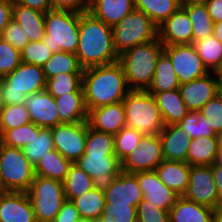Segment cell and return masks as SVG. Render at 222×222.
<instances>
[{
	"instance_id": "db71d44e",
	"label": "cell",
	"mask_w": 222,
	"mask_h": 222,
	"mask_svg": "<svg viewBox=\"0 0 222 222\" xmlns=\"http://www.w3.org/2000/svg\"><path fill=\"white\" fill-rule=\"evenodd\" d=\"M13 0H0V38L12 20Z\"/></svg>"
},
{
	"instance_id": "6da1fadb",
	"label": "cell",
	"mask_w": 222,
	"mask_h": 222,
	"mask_svg": "<svg viewBox=\"0 0 222 222\" xmlns=\"http://www.w3.org/2000/svg\"><path fill=\"white\" fill-rule=\"evenodd\" d=\"M82 88L87 111L122 102L131 91L119 62L83 69Z\"/></svg>"
},
{
	"instance_id": "f5cc1de1",
	"label": "cell",
	"mask_w": 222,
	"mask_h": 222,
	"mask_svg": "<svg viewBox=\"0 0 222 222\" xmlns=\"http://www.w3.org/2000/svg\"><path fill=\"white\" fill-rule=\"evenodd\" d=\"M80 214L72 201L66 200L52 222H77Z\"/></svg>"
},
{
	"instance_id": "30bf717a",
	"label": "cell",
	"mask_w": 222,
	"mask_h": 222,
	"mask_svg": "<svg viewBox=\"0 0 222 222\" xmlns=\"http://www.w3.org/2000/svg\"><path fill=\"white\" fill-rule=\"evenodd\" d=\"M53 145L63 157L75 163L85 152L87 121L61 123L51 128Z\"/></svg>"
},
{
	"instance_id": "f6af8a7d",
	"label": "cell",
	"mask_w": 222,
	"mask_h": 222,
	"mask_svg": "<svg viewBox=\"0 0 222 222\" xmlns=\"http://www.w3.org/2000/svg\"><path fill=\"white\" fill-rule=\"evenodd\" d=\"M52 55L43 41H29L21 52V61L43 67Z\"/></svg>"
},
{
	"instance_id": "2644e50d",
	"label": "cell",
	"mask_w": 222,
	"mask_h": 222,
	"mask_svg": "<svg viewBox=\"0 0 222 222\" xmlns=\"http://www.w3.org/2000/svg\"><path fill=\"white\" fill-rule=\"evenodd\" d=\"M0 191H1V173H0Z\"/></svg>"
},
{
	"instance_id": "7c38bea8",
	"label": "cell",
	"mask_w": 222,
	"mask_h": 222,
	"mask_svg": "<svg viewBox=\"0 0 222 222\" xmlns=\"http://www.w3.org/2000/svg\"><path fill=\"white\" fill-rule=\"evenodd\" d=\"M163 160L159 134L144 135L138 147L121 162V169L130 174L151 171Z\"/></svg>"
},
{
	"instance_id": "cb8c5ba5",
	"label": "cell",
	"mask_w": 222,
	"mask_h": 222,
	"mask_svg": "<svg viewBox=\"0 0 222 222\" xmlns=\"http://www.w3.org/2000/svg\"><path fill=\"white\" fill-rule=\"evenodd\" d=\"M134 9V0H90L89 4V12L111 27Z\"/></svg>"
},
{
	"instance_id": "ba28073f",
	"label": "cell",
	"mask_w": 222,
	"mask_h": 222,
	"mask_svg": "<svg viewBox=\"0 0 222 222\" xmlns=\"http://www.w3.org/2000/svg\"><path fill=\"white\" fill-rule=\"evenodd\" d=\"M46 81L41 66L21 62L13 72L3 77L5 104H25L26 96L45 90Z\"/></svg>"
},
{
	"instance_id": "6f0895ef",
	"label": "cell",
	"mask_w": 222,
	"mask_h": 222,
	"mask_svg": "<svg viewBox=\"0 0 222 222\" xmlns=\"http://www.w3.org/2000/svg\"><path fill=\"white\" fill-rule=\"evenodd\" d=\"M213 178L218 191L219 206H222V166L212 164Z\"/></svg>"
},
{
	"instance_id": "52a82bcc",
	"label": "cell",
	"mask_w": 222,
	"mask_h": 222,
	"mask_svg": "<svg viewBox=\"0 0 222 222\" xmlns=\"http://www.w3.org/2000/svg\"><path fill=\"white\" fill-rule=\"evenodd\" d=\"M114 47L118 55L137 45L158 38V26L143 12L134 9L112 27Z\"/></svg>"
},
{
	"instance_id": "9f6ffc18",
	"label": "cell",
	"mask_w": 222,
	"mask_h": 222,
	"mask_svg": "<svg viewBox=\"0 0 222 222\" xmlns=\"http://www.w3.org/2000/svg\"><path fill=\"white\" fill-rule=\"evenodd\" d=\"M205 5L214 23L222 21V0H207Z\"/></svg>"
},
{
	"instance_id": "680465c9",
	"label": "cell",
	"mask_w": 222,
	"mask_h": 222,
	"mask_svg": "<svg viewBox=\"0 0 222 222\" xmlns=\"http://www.w3.org/2000/svg\"><path fill=\"white\" fill-rule=\"evenodd\" d=\"M213 36L222 43V21L214 23Z\"/></svg>"
},
{
	"instance_id": "5bb4252c",
	"label": "cell",
	"mask_w": 222,
	"mask_h": 222,
	"mask_svg": "<svg viewBox=\"0 0 222 222\" xmlns=\"http://www.w3.org/2000/svg\"><path fill=\"white\" fill-rule=\"evenodd\" d=\"M75 163L92 178L94 188L103 191L122 172L116 155L83 154Z\"/></svg>"
},
{
	"instance_id": "6125c7cd",
	"label": "cell",
	"mask_w": 222,
	"mask_h": 222,
	"mask_svg": "<svg viewBox=\"0 0 222 222\" xmlns=\"http://www.w3.org/2000/svg\"><path fill=\"white\" fill-rule=\"evenodd\" d=\"M2 84H3V78L0 77V113L2 112V110L5 107V100H4V96H3V91H2Z\"/></svg>"
},
{
	"instance_id": "7dc6e473",
	"label": "cell",
	"mask_w": 222,
	"mask_h": 222,
	"mask_svg": "<svg viewBox=\"0 0 222 222\" xmlns=\"http://www.w3.org/2000/svg\"><path fill=\"white\" fill-rule=\"evenodd\" d=\"M198 112L207 118V122L210 124L211 129L218 135L222 130V100L218 94Z\"/></svg>"
},
{
	"instance_id": "d590c367",
	"label": "cell",
	"mask_w": 222,
	"mask_h": 222,
	"mask_svg": "<svg viewBox=\"0 0 222 222\" xmlns=\"http://www.w3.org/2000/svg\"><path fill=\"white\" fill-rule=\"evenodd\" d=\"M63 187L65 198L68 201H72L94 188L92 178L76 163L71 165L63 181Z\"/></svg>"
},
{
	"instance_id": "d6986e66",
	"label": "cell",
	"mask_w": 222,
	"mask_h": 222,
	"mask_svg": "<svg viewBox=\"0 0 222 222\" xmlns=\"http://www.w3.org/2000/svg\"><path fill=\"white\" fill-rule=\"evenodd\" d=\"M0 222H37L27 192L0 191Z\"/></svg>"
},
{
	"instance_id": "ee69618b",
	"label": "cell",
	"mask_w": 222,
	"mask_h": 222,
	"mask_svg": "<svg viewBox=\"0 0 222 222\" xmlns=\"http://www.w3.org/2000/svg\"><path fill=\"white\" fill-rule=\"evenodd\" d=\"M178 125L189 134L191 139L204 136L217 137L207 122V118L199 112H188Z\"/></svg>"
},
{
	"instance_id": "681fc988",
	"label": "cell",
	"mask_w": 222,
	"mask_h": 222,
	"mask_svg": "<svg viewBox=\"0 0 222 222\" xmlns=\"http://www.w3.org/2000/svg\"><path fill=\"white\" fill-rule=\"evenodd\" d=\"M138 222H170L169 212L150 204V201L142 199L137 205Z\"/></svg>"
},
{
	"instance_id": "5b68a950",
	"label": "cell",
	"mask_w": 222,
	"mask_h": 222,
	"mask_svg": "<svg viewBox=\"0 0 222 222\" xmlns=\"http://www.w3.org/2000/svg\"><path fill=\"white\" fill-rule=\"evenodd\" d=\"M43 43L52 53L75 54L79 43L80 13L50 9L45 12Z\"/></svg>"
},
{
	"instance_id": "4fadbf2b",
	"label": "cell",
	"mask_w": 222,
	"mask_h": 222,
	"mask_svg": "<svg viewBox=\"0 0 222 222\" xmlns=\"http://www.w3.org/2000/svg\"><path fill=\"white\" fill-rule=\"evenodd\" d=\"M183 196L213 209L219 207V196L213 178L212 165L190 166L188 188Z\"/></svg>"
},
{
	"instance_id": "8fae6325",
	"label": "cell",
	"mask_w": 222,
	"mask_h": 222,
	"mask_svg": "<svg viewBox=\"0 0 222 222\" xmlns=\"http://www.w3.org/2000/svg\"><path fill=\"white\" fill-rule=\"evenodd\" d=\"M180 84L191 82L210 73L192 44L164 46Z\"/></svg>"
},
{
	"instance_id": "e0dca14e",
	"label": "cell",
	"mask_w": 222,
	"mask_h": 222,
	"mask_svg": "<svg viewBox=\"0 0 222 222\" xmlns=\"http://www.w3.org/2000/svg\"><path fill=\"white\" fill-rule=\"evenodd\" d=\"M143 193V199L159 209L168 211L175 204L179 195L168 188L158 177L155 170L141 171L133 174Z\"/></svg>"
},
{
	"instance_id": "d4e9b609",
	"label": "cell",
	"mask_w": 222,
	"mask_h": 222,
	"mask_svg": "<svg viewBox=\"0 0 222 222\" xmlns=\"http://www.w3.org/2000/svg\"><path fill=\"white\" fill-rule=\"evenodd\" d=\"M12 19L28 36L29 41H42L45 35V13L13 2Z\"/></svg>"
},
{
	"instance_id": "836d02e7",
	"label": "cell",
	"mask_w": 222,
	"mask_h": 222,
	"mask_svg": "<svg viewBox=\"0 0 222 222\" xmlns=\"http://www.w3.org/2000/svg\"><path fill=\"white\" fill-rule=\"evenodd\" d=\"M134 7L159 26L180 6L178 0H134Z\"/></svg>"
},
{
	"instance_id": "f1b7e54d",
	"label": "cell",
	"mask_w": 222,
	"mask_h": 222,
	"mask_svg": "<svg viewBox=\"0 0 222 222\" xmlns=\"http://www.w3.org/2000/svg\"><path fill=\"white\" fill-rule=\"evenodd\" d=\"M219 150L218 137H198L192 139L186 162L190 166L212 165L216 162Z\"/></svg>"
},
{
	"instance_id": "ffe728a7",
	"label": "cell",
	"mask_w": 222,
	"mask_h": 222,
	"mask_svg": "<svg viewBox=\"0 0 222 222\" xmlns=\"http://www.w3.org/2000/svg\"><path fill=\"white\" fill-rule=\"evenodd\" d=\"M87 122L89 127L96 131L116 135L126 126L123 103L119 102L89 110Z\"/></svg>"
},
{
	"instance_id": "f907efd6",
	"label": "cell",
	"mask_w": 222,
	"mask_h": 222,
	"mask_svg": "<svg viewBox=\"0 0 222 222\" xmlns=\"http://www.w3.org/2000/svg\"><path fill=\"white\" fill-rule=\"evenodd\" d=\"M1 38L10 43L20 52H22L24 47L29 42L25 30L13 19L8 23L7 27L4 29Z\"/></svg>"
},
{
	"instance_id": "816d5d0a",
	"label": "cell",
	"mask_w": 222,
	"mask_h": 222,
	"mask_svg": "<svg viewBox=\"0 0 222 222\" xmlns=\"http://www.w3.org/2000/svg\"><path fill=\"white\" fill-rule=\"evenodd\" d=\"M51 4L52 9L85 13L89 11L90 0H51Z\"/></svg>"
},
{
	"instance_id": "be15d7a7",
	"label": "cell",
	"mask_w": 222,
	"mask_h": 222,
	"mask_svg": "<svg viewBox=\"0 0 222 222\" xmlns=\"http://www.w3.org/2000/svg\"><path fill=\"white\" fill-rule=\"evenodd\" d=\"M94 222H113V216L103 213L100 218L94 219Z\"/></svg>"
},
{
	"instance_id": "603a6c76",
	"label": "cell",
	"mask_w": 222,
	"mask_h": 222,
	"mask_svg": "<svg viewBox=\"0 0 222 222\" xmlns=\"http://www.w3.org/2000/svg\"><path fill=\"white\" fill-rule=\"evenodd\" d=\"M159 179L179 196L188 188L190 165L183 161L163 160L155 169Z\"/></svg>"
},
{
	"instance_id": "94428289",
	"label": "cell",
	"mask_w": 222,
	"mask_h": 222,
	"mask_svg": "<svg viewBox=\"0 0 222 222\" xmlns=\"http://www.w3.org/2000/svg\"><path fill=\"white\" fill-rule=\"evenodd\" d=\"M212 222H222V206L216 207L213 210Z\"/></svg>"
},
{
	"instance_id": "277c9868",
	"label": "cell",
	"mask_w": 222,
	"mask_h": 222,
	"mask_svg": "<svg viewBox=\"0 0 222 222\" xmlns=\"http://www.w3.org/2000/svg\"><path fill=\"white\" fill-rule=\"evenodd\" d=\"M126 126L143 135L159 134L164 121L153 94L147 90H131L122 101Z\"/></svg>"
},
{
	"instance_id": "91938a15",
	"label": "cell",
	"mask_w": 222,
	"mask_h": 222,
	"mask_svg": "<svg viewBox=\"0 0 222 222\" xmlns=\"http://www.w3.org/2000/svg\"><path fill=\"white\" fill-rule=\"evenodd\" d=\"M207 0H178L180 7H186L193 4H205Z\"/></svg>"
},
{
	"instance_id": "b9f144b4",
	"label": "cell",
	"mask_w": 222,
	"mask_h": 222,
	"mask_svg": "<svg viewBox=\"0 0 222 222\" xmlns=\"http://www.w3.org/2000/svg\"><path fill=\"white\" fill-rule=\"evenodd\" d=\"M31 122L25 104L5 105L0 113V136L6 131Z\"/></svg>"
},
{
	"instance_id": "44dd1931",
	"label": "cell",
	"mask_w": 222,
	"mask_h": 222,
	"mask_svg": "<svg viewBox=\"0 0 222 222\" xmlns=\"http://www.w3.org/2000/svg\"><path fill=\"white\" fill-rule=\"evenodd\" d=\"M164 160L186 162L191 142L189 134L178 124L164 126L159 133Z\"/></svg>"
},
{
	"instance_id": "9a60e30c",
	"label": "cell",
	"mask_w": 222,
	"mask_h": 222,
	"mask_svg": "<svg viewBox=\"0 0 222 222\" xmlns=\"http://www.w3.org/2000/svg\"><path fill=\"white\" fill-rule=\"evenodd\" d=\"M218 82V74L210 72L201 78L181 84L178 89L187 109L198 112L217 95Z\"/></svg>"
},
{
	"instance_id": "4dcf8cb0",
	"label": "cell",
	"mask_w": 222,
	"mask_h": 222,
	"mask_svg": "<svg viewBox=\"0 0 222 222\" xmlns=\"http://www.w3.org/2000/svg\"><path fill=\"white\" fill-rule=\"evenodd\" d=\"M72 164V161L53 149L34 166L35 175L63 182Z\"/></svg>"
},
{
	"instance_id": "e7e4bbea",
	"label": "cell",
	"mask_w": 222,
	"mask_h": 222,
	"mask_svg": "<svg viewBox=\"0 0 222 222\" xmlns=\"http://www.w3.org/2000/svg\"><path fill=\"white\" fill-rule=\"evenodd\" d=\"M215 163L219 166H222V147H219L217 159Z\"/></svg>"
},
{
	"instance_id": "83f0119b",
	"label": "cell",
	"mask_w": 222,
	"mask_h": 222,
	"mask_svg": "<svg viewBox=\"0 0 222 222\" xmlns=\"http://www.w3.org/2000/svg\"><path fill=\"white\" fill-rule=\"evenodd\" d=\"M153 96L160 109L165 126L178 124L190 112L180 95L179 89L159 92L153 94Z\"/></svg>"
},
{
	"instance_id": "7bdbcfd3",
	"label": "cell",
	"mask_w": 222,
	"mask_h": 222,
	"mask_svg": "<svg viewBox=\"0 0 222 222\" xmlns=\"http://www.w3.org/2000/svg\"><path fill=\"white\" fill-rule=\"evenodd\" d=\"M41 129V127L29 122L18 128L6 130L0 136V142L10 147L22 149L31 142L34 137V132H39Z\"/></svg>"
},
{
	"instance_id": "7402d4cb",
	"label": "cell",
	"mask_w": 222,
	"mask_h": 222,
	"mask_svg": "<svg viewBox=\"0 0 222 222\" xmlns=\"http://www.w3.org/2000/svg\"><path fill=\"white\" fill-rule=\"evenodd\" d=\"M105 203H132L136 206L143 199L137 178L130 173L121 172L112 184L104 190Z\"/></svg>"
},
{
	"instance_id": "c3c4849f",
	"label": "cell",
	"mask_w": 222,
	"mask_h": 222,
	"mask_svg": "<svg viewBox=\"0 0 222 222\" xmlns=\"http://www.w3.org/2000/svg\"><path fill=\"white\" fill-rule=\"evenodd\" d=\"M104 213L113 216V222H138L137 207L132 203H105Z\"/></svg>"
},
{
	"instance_id": "003e7915",
	"label": "cell",
	"mask_w": 222,
	"mask_h": 222,
	"mask_svg": "<svg viewBox=\"0 0 222 222\" xmlns=\"http://www.w3.org/2000/svg\"><path fill=\"white\" fill-rule=\"evenodd\" d=\"M218 142H219V147H222V130L218 133Z\"/></svg>"
},
{
	"instance_id": "8992f818",
	"label": "cell",
	"mask_w": 222,
	"mask_h": 222,
	"mask_svg": "<svg viewBox=\"0 0 222 222\" xmlns=\"http://www.w3.org/2000/svg\"><path fill=\"white\" fill-rule=\"evenodd\" d=\"M1 191L28 192L35 177L34 165L21 148L0 142Z\"/></svg>"
},
{
	"instance_id": "bcb514c9",
	"label": "cell",
	"mask_w": 222,
	"mask_h": 222,
	"mask_svg": "<svg viewBox=\"0 0 222 222\" xmlns=\"http://www.w3.org/2000/svg\"><path fill=\"white\" fill-rule=\"evenodd\" d=\"M21 62V52L0 38V77L13 72Z\"/></svg>"
},
{
	"instance_id": "74e56055",
	"label": "cell",
	"mask_w": 222,
	"mask_h": 222,
	"mask_svg": "<svg viewBox=\"0 0 222 222\" xmlns=\"http://www.w3.org/2000/svg\"><path fill=\"white\" fill-rule=\"evenodd\" d=\"M82 78L83 74H58L47 79L45 90L54 98L70 92H83Z\"/></svg>"
},
{
	"instance_id": "2e32d148",
	"label": "cell",
	"mask_w": 222,
	"mask_h": 222,
	"mask_svg": "<svg viewBox=\"0 0 222 222\" xmlns=\"http://www.w3.org/2000/svg\"><path fill=\"white\" fill-rule=\"evenodd\" d=\"M158 39L163 46L193 43V27L187 11L179 7L158 26Z\"/></svg>"
},
{
	"instance_id": "f35d334b",
	"label": "cell",
	"mask_w": 222,
	"mask_h": 222,
	"mask_svg": "<svg viewBox=\"0 0 222 222\" xmlns=\"http://www.w3.org/2000/svg\"><path fill=\"white\" fill-rule=\"evenodd\" d=\"M54 149L51 129L42 128L39 132H34L31 142L22 148L26 158L35 166L41 157Z\"/></svg>"
},
{
	"instance_id": "ab89813d",
	"label": "cell",
	"mask_w": 222,
	"mask_h": 222,
	"mask_svg": "<svg viewBox=\"0 0 222 222\" xmlns=\"http://www.w3.org/2000/svg\"><path fill=\"white\" fill-rule=\"evenodd\" d=\"M84 154L115 155L114 135L96 131L87 122Z\"/></svg>"
},
{
	"instance_id": "f546056e",
	"label": "cell",
	"mask_w": 222,
	"mask_h": 222,
	"mask_svg": "<svg viewBox=\"0 0 222 222\" xmlns=\"http://www.w3.org/2000/svg\"><path fill=\"white\" fill-rule=\"evenodd\" d=\"M180 85L171 59L163 51L157 60L154 78L147 91L151 94H156L176 90Z\"/></svg>"
},
{
	"instance_id": "484cf974",
	"label": "cell",
	"mask_w": 222,
	"mask_h": 222,
	"mask_svg": "<svg viewBox=\"0 0 222 222\" xmlns=\"http://www.w3.org/2000/svg\"><path fill=\"white\" fill-rule=\"evenodd\" d=\"M213 208L179 196L169 210L170 222H212Z\"/></svg>"
},
{
	"instance_id": "7a4b0ae2",
	"label": "cell",
	"mask_w": 222,
	"mask_h": 222,
	"mask_svg": "<svg viewBox=\"0 0 222 222\" xmlns=\"http://www.w3.org/2000/svg\"><path fill=\"white\" fill-rule=\"evenodd\" d=\"M75 54L83 69L118 62L112 27L89 11L80 13L79 43Z\"/></svg>"
},
{
	"instance_id": "3957f363",
	"label": "cell",
	"mask_w": 222,
	"mask_h": 222,
	"mask_svg": "<svg viewBox=\"0 0 222 222\" xmlns=\"http://www.w3.org/2000/svg\"><path fill=\"white\" fill-rule=\"evenodd\" d=\"M164 51L157 38L145 44L137 45L119 55L128 86L131 90H147L151 85L156 63Z\"/></svg>"
},
{
	"instance_id": "11a10c76",
	"label": "cell",
	"mask_w": 222,
	"mask_h": 222,
	"mask_svg": "<svg viewBox=\"0 0 222 222\" xmlns=\"http://www.w3.org/2000/svg\"><path fill=\"white\" fill-rule=\"evenodd\" d=\"M13 2L44 13L52 9L51 0H13Z\"/></svg>"
},
{
	"instance_id": "4316f807",
	"label": "cell",
	"mask_w": 222,
	"mask_h": 222,
	"mask_svg": "<svg viewBox=\"0 0 222 222\" xmlns=\"http://www.w3.org/2000/svg\"><path fill=\"white\" fill-rule=\"evenodd\" d=\"M60 123H78L87 121L88 111L84 92H70L55 98Z\"/></svg>"
},
{
	"instance_id": "8d00e7d4",
	"label": "cell",
	"mask_w": 222,
	"mask_h": 222,
	"mask_svg": "<svg viewBox=\"0 0 222 222\" xmlns=\"http://www.w3.org/2000/svg\"><path fill=\"white\" fill-rule=\"evenodd\" d=\"M183 8L192 22L193 42L213 35L214 21L205 4H193Z\"/></svg>"
},
{
	"instance_id": "89a4df30",
	"label": "cell",
	"mask_w": 222,
	"mask_h": 222,
	"mask_svg": "<svg viewBox=\"0 0 222 222\" xmlns=\"http://www.w3.org/2000/svg\"><path fill=\"white\" fill-rule=\"evenodd\" d=\"M217 74H218L219 82H222V67H221L220 70L217 72Z\"/></svg>"
},
{
	"instance_id": "1f68e13d",
	"label": "cell",
	"mask_w": 222,
	"mask_h": 222,
	"mask_svg": "<svg viewBox=\"0 0 222 222\" xmlns=\"http://www.w3.org/2000/svg\"><path fill=\"white\" fill-rule=\"evenodd\" d=\"M209 72L217 73L222 67V43L213 35L192 43Z\"/></svg>"
},
{
	"instance_id": "9c48e42d",
	"label": "cell",
	"mask_w": 222,
	"mask_h": 222,
	"mask_svg": "<svg viewBox=\"0 0 222 222\" xmlns=\"http://www.w3.org/2000/svg\"><path fill=\"white\" fill-rule=\"evenodd\" d=\"M27 194L37 222H52L66 201L63 182L38 175Z\"/></svg>"
},
{
	"instance_id": "03108f58",
	"label": "cell",
	"mask_w": 222,
	"mask_h": 222,
	"mask_svg": "<svg viewBox=\"0 0 222 222\" xmlns=\"http://www.w3.org/2000/svg\"><path fill=\"white\" fill-rule=\"evenodd\" d=\"M217 94L222 100V82H218Z\"/></svg>"
},
{
	"instance_id": "e575fe53",
	"label": "cell",
	"mask_w": 222,
	"mask_h": 222,
	"mask_svg": "<svg viewBox=\"0 0 222 222\" xmlns=\"http://www.w3.org/2000/svg\"><path fill=\"white\" fill-rule=\"evenodd\" d=\"M81 218L97 219L105 211V195L103 190H92L72 200Z\"/></svg>"
},
{
	"instance_id": "60d3db41",
	"label": "cell",
	"mask_w": 222,
	"mask_h": 222,
	"mask_svg": "<svg viewBox=\"0 0 222 222\" xmlns=\"http://www.w3.org/2000/svg\"><path fill=\"white\" fill-rule=\"evenodd\" d=\"M143 134L134 128L124 126L114 135L115 155L122 162L139 145Z\"/></svg>"
},
{
	"instance_id": "d6a6232c",
	"label": "cell",
	"mask_w": 222,
	"mask_h": 222,
	"mask_svg": "<svg viewBox=\"0 0 222 222\" xmlns=\"http://www.w3.org/2000/svg\"><path fill=\"white\" fill-rule=\"evenodd\" d=\"M46 79L58 74H83L76 54L58 51L42 67Z\"/></svg>"
},
{
	"instance_id": "ac0fdd59",
	"label": "cell",
	"mask_w": 222,
	"mask_h": 222,
	"mask_svg": "<svg viewBox=\"0 0 222 222\" xmlns=\"http://www.w3.org/2000/svg\"><path fill=\"white\" fill-rule=\"evenodd\" d=\"M25 106L35 125L51 129L61 124L55 98L46 90L26 96Z\"/></svg>"
},
{
	"instance_id": "a7ac6f4b",
	"label": "cell",
	"mask_w": 222,
	"mask_h": 222,
	"mask_svg": "<svg viewBox=\"0 0 222 222\" xmlns=\"http://www.w3.org/2000/svg\"><path fill=\"white\" fill-rule=\"evenodd\" d=\"M77 222H94V219L80 218Z\"/></svg>"
}]
</instances>
